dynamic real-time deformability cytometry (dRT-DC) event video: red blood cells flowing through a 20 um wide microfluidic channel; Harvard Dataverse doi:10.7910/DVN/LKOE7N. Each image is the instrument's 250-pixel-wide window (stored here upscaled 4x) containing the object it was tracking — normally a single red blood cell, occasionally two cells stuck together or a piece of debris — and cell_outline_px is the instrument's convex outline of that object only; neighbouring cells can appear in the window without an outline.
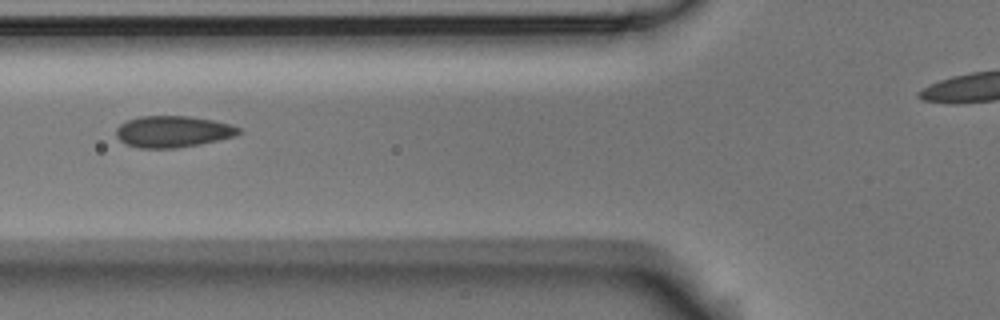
{"species": "Egyptian fruit bat (a non-hibernating species)", "species_latin": "Rousettus aegyptiacus", "temperature_condition": "room temperature", "stored_images_in_passage": 5, "segment_of_instrument_passage": [1, 2], "camera_frame_rate_fps": 3000, "um_per_image_px": 0.085, "animal": {"sex": "male"}, "frame": {"image": 1, "passage_image": 2, "time_ms": 1.0, "image_size_px": [1000, 320], "cell_outline_px": [[240, 132], [236, 136], [200, 144], [176, 148], [140, 148], [128, 144], [120, 140], [116, 136], [116, 128], [120, 124], [128, 120], [140, 116], [188, 116], [212, 120], [232, 124], [240, 128]], "centroid_in_image_um": [14.71, 11.18], "position_along_channel_um": 111.1, "area_um2": 22.43}}
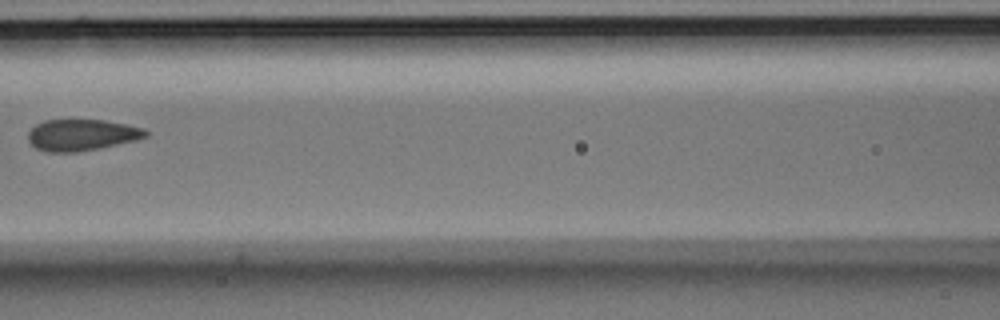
{"frame": {"image": 2, "passage_image": 3, "time_ms": 2.333, "image_size_px": [1000, 320], "cell_outline_px": [[148, 136], [136, 140], [76, 152], [48, 152], [36, 148], [28, 140], [28, 132], [36, 124], [44, 120], [104, 120], [144, 128], [148, 132]], "centroid_in_image_um": [6.93, 11.46], "position_along_channel_um": 159.7, "area_um2": 21.27}}
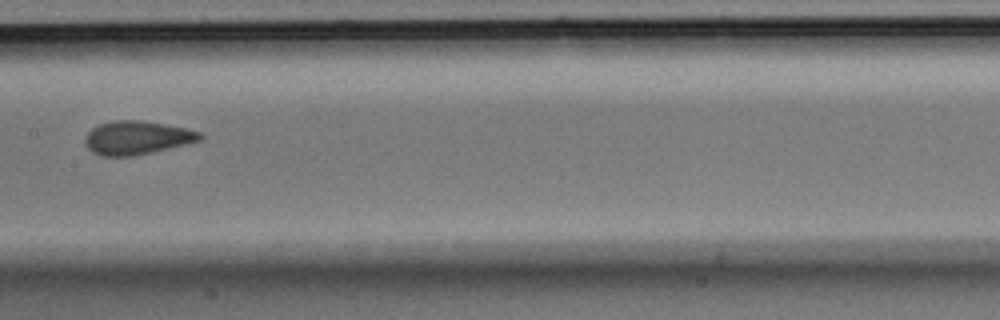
{"frame": {"image": 3, "passage_image": 4, "time_ms": 3.333, "image_size_px": [1000, 320], "cell_outline_px": [[204, 136], [200, 140], [152, 152], [132, 156], [100, 156], [92, 152], [88, 148], [84, 140], [84, 136], [92, 128], [100, 124], [116, 120], [140, 120], [164, 124], [184, 128], [200, 132]], "centroid_in_image_um": [11.6, 11.71], "position_along_channel_um": 195.8, "area_um2": 22.25}}